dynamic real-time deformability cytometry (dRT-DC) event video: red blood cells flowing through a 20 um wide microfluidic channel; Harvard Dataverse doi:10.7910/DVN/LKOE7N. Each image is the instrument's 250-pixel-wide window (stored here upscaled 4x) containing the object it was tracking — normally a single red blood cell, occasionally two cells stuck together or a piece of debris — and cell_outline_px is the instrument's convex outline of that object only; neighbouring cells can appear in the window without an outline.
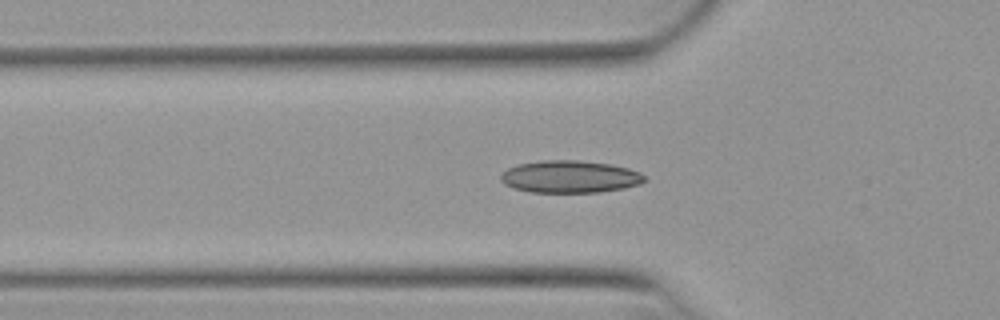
{"species": "Egyptian fruit bat (a non-hibernating species)", "species_latin": "Rousettus aegyptiacus", "temperature_condition": "warm", "stored_images_in_passage": 2, "camera_frame_rate_fps": 3000, "um_per_image_px": 0.085, "animal": {"sex": "female"}, "frame": {"image": 1, "passage_image": 2, "time_ms": 0.333, "image_size_px": [1000, 320], "cell_outline_px": [[644, 180], [640, 184], [624, 188], [596, 192], [532, 192], [516, 188], [504, 184], [500, 180], [500, 176], [508, 168], [516, 164], [540, 160], [580, 160], [612, 164], [628, 168], [640, 172], [644, 176]], "centroid_in_image_um": [48.43, 15.0], "position_along_channel_um": 77.4, "area_um2": 27.05}}